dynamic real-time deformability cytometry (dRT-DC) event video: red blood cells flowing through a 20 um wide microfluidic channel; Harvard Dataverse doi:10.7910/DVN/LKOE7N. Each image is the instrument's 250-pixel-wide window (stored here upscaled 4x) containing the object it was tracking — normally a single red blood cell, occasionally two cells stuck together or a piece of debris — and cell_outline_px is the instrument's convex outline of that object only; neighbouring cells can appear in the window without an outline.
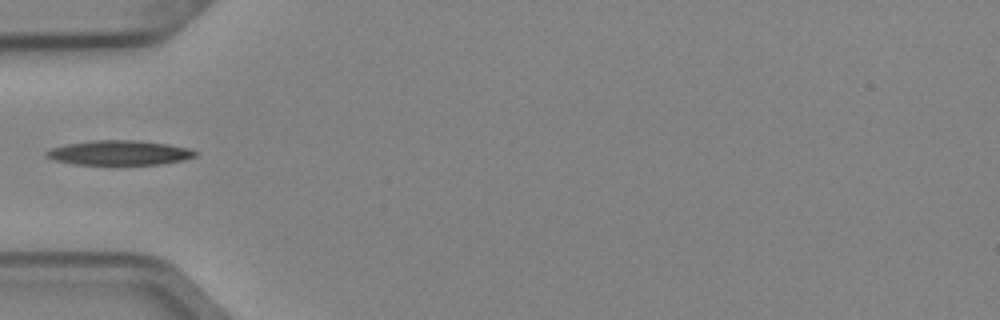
{"species": "Egyptian fruit bat (a non-hibernating species)", "species_latin": "Rousettus aegyptiacus", "temperature_condition": "cold", "stored_images_in_passage": 6, "camera_frame_rate_fps": 3000, "um_per_image_px": 0.085, "animal": {"sex": "female"}, "frame": {"image": 1, "passage_image": 5, "time_ms": 1.333, "image_size_px": [1000, 320], "cell_outline_px": [[200, 152], [196, 156], [184, 160], [156, 164], [72, 164], [56, 160], [44, 156], [44, 152], [52, 148], [68, 144], [92, 140], [140, 140], [168, 144], [188, 148]], "centroid_in_image_um": [10.16, 12.98], "position_along_channel_um": 74.8, "area_um2": 21.33}}
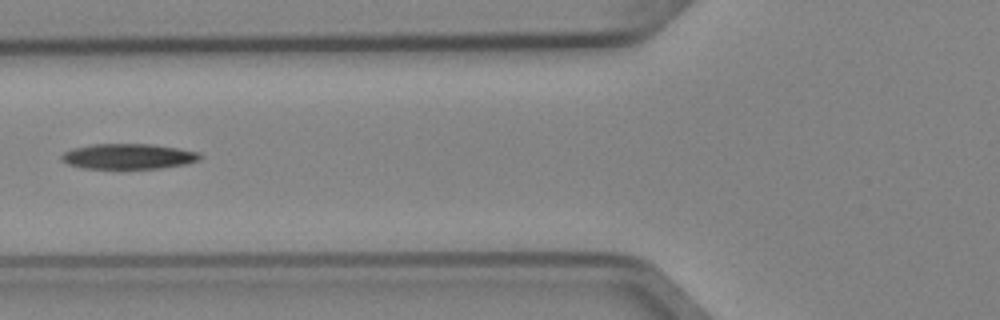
{"frame": {"image": 2, "passage_image": 6, "time_ms": 1.667, "image_size_px": [1000, 320], "cell_outline_px": [[204, 156], [200, 160], [188, 164], [160, 168], [80, 168], [68, 164], [60, 160], [60, 156], [64, 152], [72, 148], [92, 144], [152, 144], [200, 152]], "centroid_in_image_um": [10.92, 13.29], "position_along_channel_um": 114.9, "area_um2": 20.63}}